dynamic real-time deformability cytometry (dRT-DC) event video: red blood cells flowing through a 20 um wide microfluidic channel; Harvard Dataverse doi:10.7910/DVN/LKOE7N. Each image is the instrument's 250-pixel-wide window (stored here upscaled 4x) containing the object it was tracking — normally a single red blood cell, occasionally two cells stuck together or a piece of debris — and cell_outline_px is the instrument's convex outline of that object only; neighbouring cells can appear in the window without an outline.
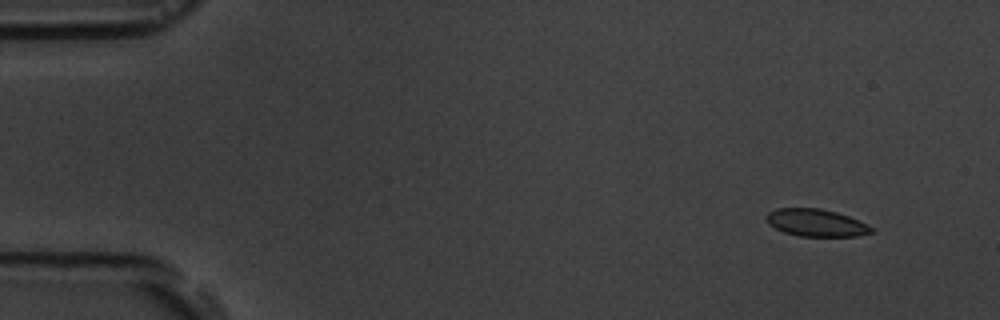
{"species": "common noctule bat (a hibernating species)", "species_latin": "Nyctalus noctula", "temperature_condition": "room temperature", "stored_images_in_passage": 16, "camera_frame_rate_fps": 3000, "um_per_image_px": 0.085, "animal": {"sex": "male", "body_mass_g": 19.5, "forearm_length_mm": 54.6}, "frame": {"image": 1, "passage_image": 1, "time_ms": 0.0, "image_size_px": [1000, 320], "cell_outline_px": [[872, 232], [856, 236], [800, 236], [784, 232], [768, 224], [768, 212], [776, 208], [820, 208], [836, 212], [848, 216], [872, 228]], "centroid_in_image_um": [69.33, 18.93], "position_along_channel_um": 15.7, "area_um2": 16.36}}
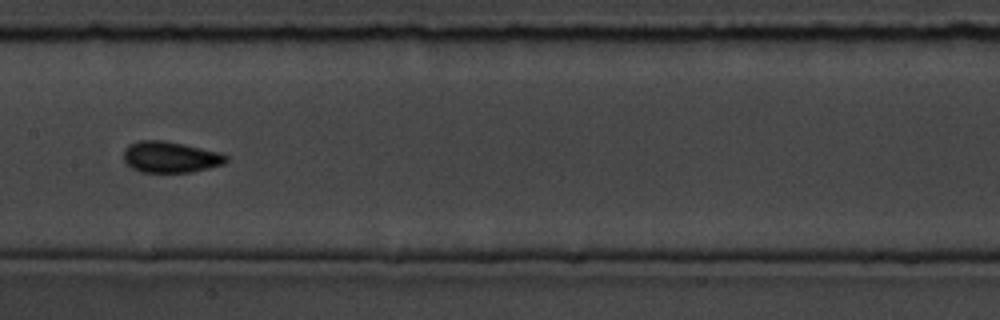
{"frame": {"image": 2, "passage_image": 8, "time_ms": 8.0, "image_size_px": [1000, 320], "cell_outline_px": [[228, 160], [224, 164], [192, 172], [140, 172], [132, 168], [124, 160], [124, 148], [128, 144], [140, 140], [164, 140], [184, 144], [220, 152], [228, 156]], "centroid_in_image_um": [14.48, 13.34], "position_along_channel_um": 192.9, "area_um2": 18.73}}
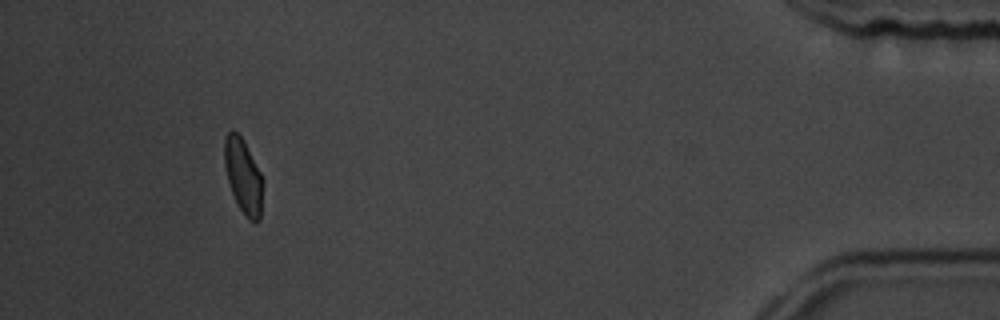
{"frame": {"image": 3, "passage_image": 15, "time_ms": 16.0, "image_size_px": [1000, 320], "cell_outline_px": [[264, 184], [260, 220], [256, 224], [248, 220], [240, 208], [232, 192], [228, 180], [224, 164], [224, 140], [228, 132], [232, 128], [244, 140], [264, 180]], "centroid_in_image_um": [20.7, 14.99], "position_along_channel_um": 414.5, "area_um2": 16.94}, "authors_computed_cell_mechanics": {"area_um2": 17.5423, "velocity_mm_per_s": 3.6002, "shape_relaxation_time_tau1_ms": 3.3267, "shape_relaxation_time_tau2_ms": 1.3316, "deformation_change_tau1": 0.1202, "deformation_change_tau2": 0.0743}}